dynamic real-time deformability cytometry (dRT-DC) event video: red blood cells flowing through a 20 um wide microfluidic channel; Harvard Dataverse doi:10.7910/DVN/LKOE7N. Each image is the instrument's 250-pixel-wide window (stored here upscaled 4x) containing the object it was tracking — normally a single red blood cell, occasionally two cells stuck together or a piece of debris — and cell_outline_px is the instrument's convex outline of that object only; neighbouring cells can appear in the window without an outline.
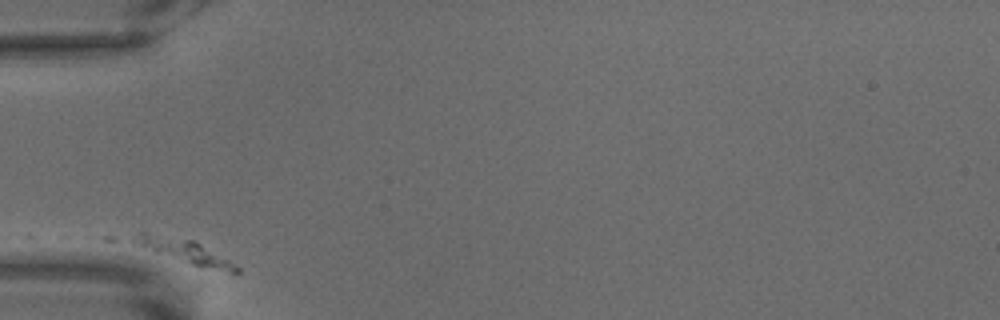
{"species": "common noctule bat (a hibernating species)", "species_latin": "Nyctalus noctula", "temperature_condition": "warm", "stored_images_in_passage": 14, "camera_frame_rate_fps": 3000, "um_per_image_px": 0.085, "animal": {"sex": "male", "body_mass_g": 18.8}, "frame": {"image": 1, "passage_image": 1, "time_ms": 0.0, "image_size_px": [1000, 320], "cell_outline_px": [[240, 272], [236, 276], [192, 264], [156, 252], [132, 240], [132, 236], [140, 232], [148, 232], [192, 240], [200, 244], [236, 264], [240, 268]], "centroid_in_image_um": [15.85, 21.41], "position_along_channel_um": 69.1, "area_um2": 13.81}}